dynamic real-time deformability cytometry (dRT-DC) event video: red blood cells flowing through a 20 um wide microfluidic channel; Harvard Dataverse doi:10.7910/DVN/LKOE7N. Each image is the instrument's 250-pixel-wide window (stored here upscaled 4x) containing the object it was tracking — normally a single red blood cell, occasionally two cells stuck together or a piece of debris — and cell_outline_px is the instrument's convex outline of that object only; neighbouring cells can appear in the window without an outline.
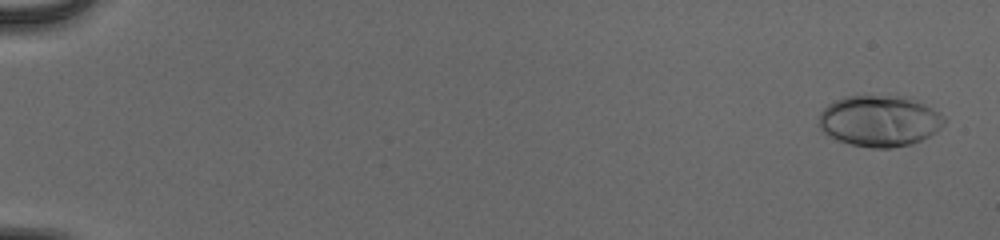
{"species": "human", "species_latin": "Homo sapiens", "temperature_condition": "cold", "stored_images_in_passage": 19, "camera_frame_rate_fps": 3000, "um_per_image_px": 0.085, "donor": {"sex": "male"}, "frame": {"image": 1, "passage_image": 2, "time_ms": 0.333, "image_size_px": [1000, 240], "cell_outline_px": [[944, 124], [936, 132], [912, 144], [892, 148], [872, 148], [848, 144], [836, 140], [824, 132], [820, 128], [820, 112], [828, 104], [844, 96], [900, 96], [924, 104], [940, 112], [944, 116]], "centroid_in_image_um": [74.75, 10.29], "position_along_channel_um": 10.3, "area_um2": 37.22}}
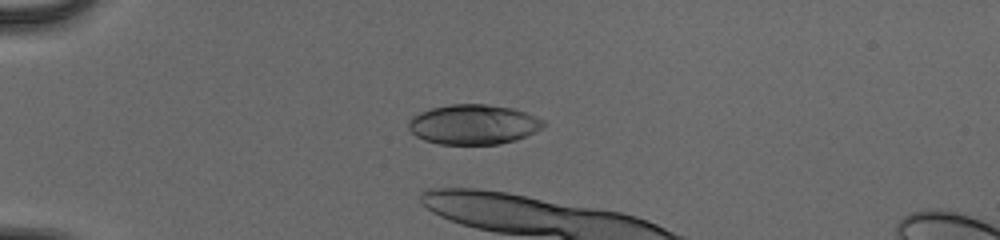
{"frame": {"image": 2, "passage_image": 16, "time_ms": 5.0, "image_size_px": [1000, 240], "cell_outline_px": [[544, 124], [540, 128], [516, 140], [500, 144], [440, 144], [424, 140], [416, 136], [408, 128], [408, 120], [412, 116], [420, 112], [432, 108], [452, 104], [488, 104], [512, 108], [536, 116], [544, 120]], "centroid_in_image_um": [40.2, 10.57], "position_along_channel_um": 44.8, "area_um2": 31.21}}